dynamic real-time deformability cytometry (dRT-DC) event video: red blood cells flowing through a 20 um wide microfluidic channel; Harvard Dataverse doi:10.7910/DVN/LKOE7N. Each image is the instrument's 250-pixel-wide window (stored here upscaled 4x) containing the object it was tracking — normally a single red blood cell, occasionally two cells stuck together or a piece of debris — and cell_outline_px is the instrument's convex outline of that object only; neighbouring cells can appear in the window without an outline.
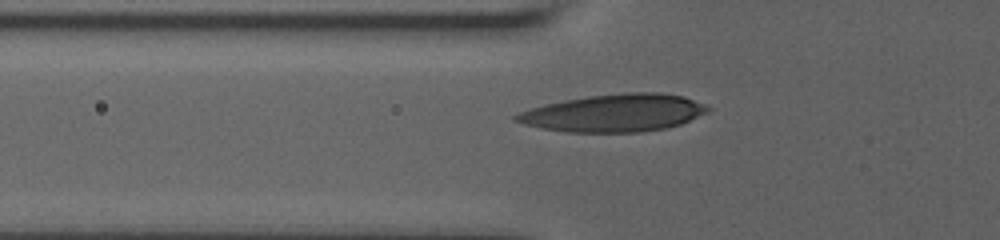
{"species": "human", "species_latin": "Homo sapiens", "temperature_condition": "room temperature", "stored_images_in_passage": 30, "camera_frame_rate_fps": 3000, "um_per_image_px": 0.085, "donor": {"sex": "male"}, "frame": {"image": 1, "passage_image": 3, "time_ms": 0.333, "image_size_px": [1000, 240], "cell_outline_px": [[712, 108], [708, 112], [680, 124], [664, 128], [640, 132], [568, 132], [540, 128], [524, 124], [512, 120], [512, 116], [520, 112], [544, 104], [564, 100], [588, 96], [628, 92], [660, 92], [684, 96], [704, 104]], "centroid_in_image_um": [52.19, 9.6], "position_along_channel_um": 73.6, "area_um2": 41.91}}
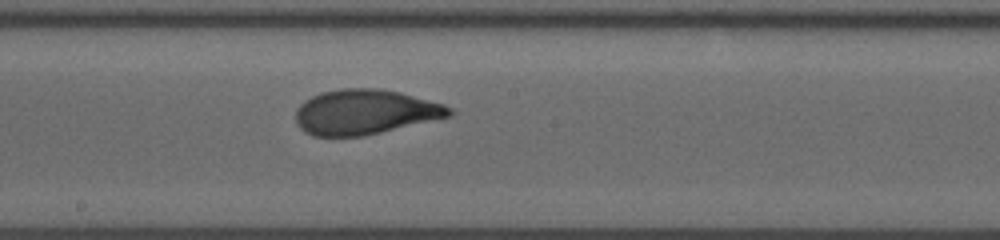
{"frame": {"image": 2, "passage_image": 20, "time_ms": 4.333, "image_size_px": [1000, 240], "cell_outline_px": [[456, 112], [452, 116], [364, 136], [312, 136], [304, 132], [296, 124], [296, 108], [304, 100], [320, 92], [340, 88], [380, 88], [400, 92], [444, 104], [452, 108]], "centroid_in_image_um": [31.02, 9.52], "position_along_channel_um": 217.2, "area_um2": 40.63}}
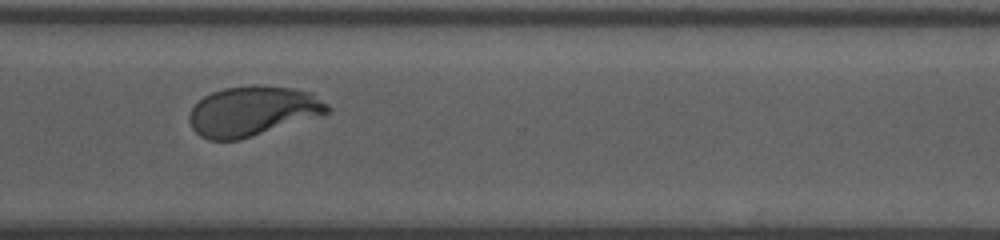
{"frame": {"image": 3, "passage_image": 29, "time_ms": 8.0, "image_size_px": [1000, 240], "cell_outline_px": [[332, 108], [328, 112], [320, 116], [240, 140], [208, 140], [200, 136], [192, 128], [188, 120], [188, 116], [192, 108], [204, 96], [212, 92], [224, 88], [248, 84], [260, 84], [292, 88], [312, 92], [328, 104]], "centroid_in_image_um": [21.48, 9.43], "position_along_channel_um": 349.1, "area_um2": 40.52}}